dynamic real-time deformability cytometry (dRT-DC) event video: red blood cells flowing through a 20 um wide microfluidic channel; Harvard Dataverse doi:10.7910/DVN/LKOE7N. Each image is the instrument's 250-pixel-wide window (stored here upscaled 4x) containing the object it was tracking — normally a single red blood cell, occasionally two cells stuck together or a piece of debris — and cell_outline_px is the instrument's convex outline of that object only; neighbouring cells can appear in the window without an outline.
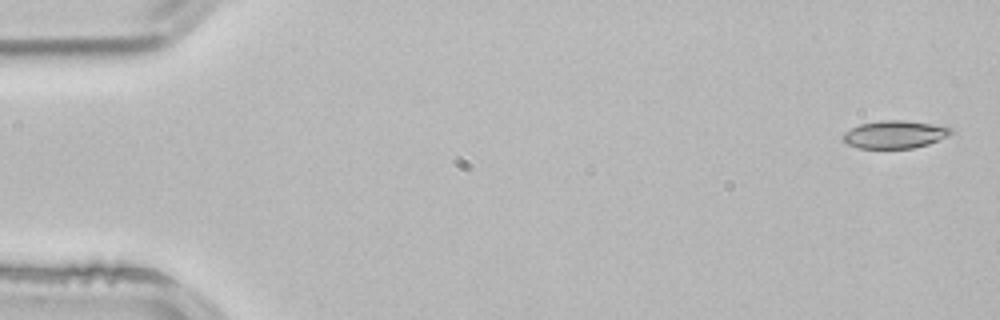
{"species": "common noctule bat (a hibernating species)", "species_latin": "Nyctalus noctula", "temperature_condition": "room temperature", "stored_images_in_passage": 4, "camera_frame_rate_fps": 3000, "um_per_image_px": 0.085, "animal": {"sex": "male", "body_mass_g": 21.5, "forearm_length_mm": 52.0}, "frame": {"image": 1, "passage_image": 1, "time_ms": 0.0, "image_size_px": [1000, 320], "cell_outline_px": [[952, 132], [948, 136], [928, 144], [912, 148], [860, 148], [848, 144], [840, 136], [844, 132], [860, 124], [880, 120], [904, 120], [952, 128]], "centroid_in_image_um": [76.01, 11.43], "position_along_channel_um": 9.0, "area_um2": 17.22}}